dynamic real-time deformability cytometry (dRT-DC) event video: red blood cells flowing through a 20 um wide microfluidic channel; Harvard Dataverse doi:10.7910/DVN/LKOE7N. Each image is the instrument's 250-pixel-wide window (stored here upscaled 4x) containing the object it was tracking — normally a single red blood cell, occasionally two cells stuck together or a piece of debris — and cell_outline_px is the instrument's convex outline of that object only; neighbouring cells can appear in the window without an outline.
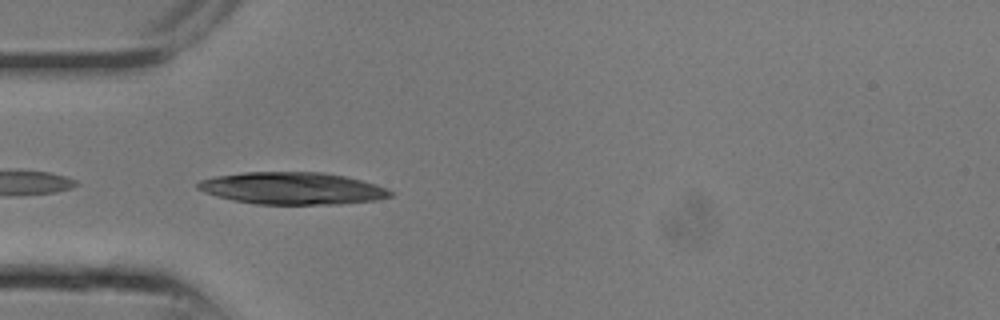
{"species": "common noctule bat (a hibernating species)", "species_latin": "Nyctalus noctula", "temperature_condition": "room temperature", "stored_images_in_passage": 10, "camera_frame_rate_fps": 3000, "um_per_image_px": 0.085, "animal": {"sex": "male", "body_mass_g": 13.3}, "frame": {"image": 1, "passage_image": 7, "time_ms": 2.0, "image_size_px": [1000, 320], "cell_outline_px": [[392, 196], [376, 200], [336, 204], [256, 204], [232, 200], [216, 196], [204, 192], [196, 188], [196, 184], [200, 180], [216, 176], [244, 172], [324, 172], [344, 176], [376, 184], [388, 188], [392, 192]], "centroid_in_image_um": [24.83, 16.0], "position_along_channel_um": 60.2, "area_um2": 36.07}}
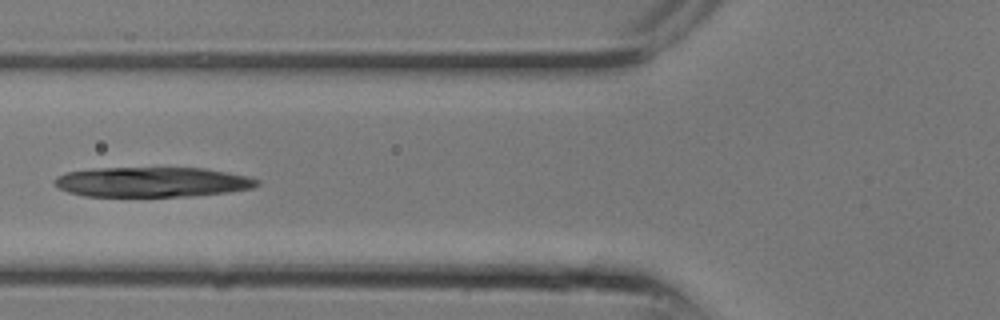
{"frame": {"image": 2, "passage_image": 9, "time_ms": 2.667, "image_size_px": [1000, 320], "cell_outline_px": [[260, 184], [252, 188], [228, 192], [188, 196], [84, 196], [68, 192], [60, 188], [56, 184], [56, 176], [68, 172], [92, 168], [204, 168], [228, 172], [248, 176], [260, 180]], "centroid_in_image_um": [12.97, 15.47], "position_along_channel_um": 112.8, "area_um2": 35.26}}